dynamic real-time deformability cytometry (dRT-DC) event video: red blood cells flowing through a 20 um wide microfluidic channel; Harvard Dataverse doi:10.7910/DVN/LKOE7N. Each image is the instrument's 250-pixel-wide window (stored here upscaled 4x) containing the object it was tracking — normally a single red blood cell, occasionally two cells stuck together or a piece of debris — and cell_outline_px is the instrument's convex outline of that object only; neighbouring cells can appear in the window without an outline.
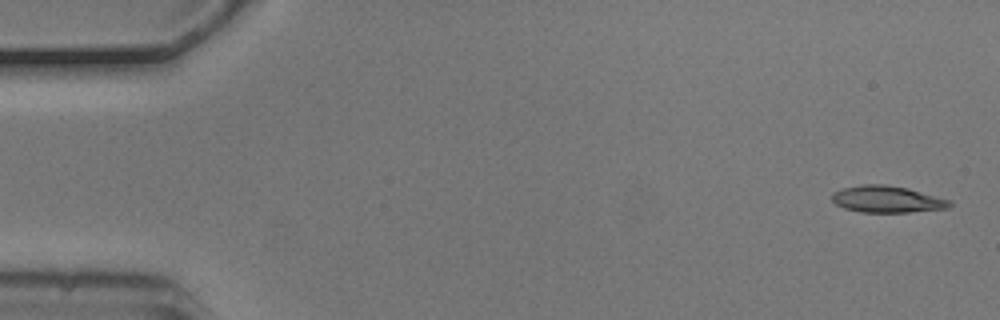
{"species": "common noctule bat (a hibernating species)", "species_latin": "Nyctalus noctula", "temperature_condition": "cold", "stored_images_in_passage": 6, "camera_frame_rate_fps": 3000, "um_per_image_px": 0.085, "animal": {"sex": "male", "body_mass_g": 20.5, "forearm_length_mm": 52.5}, "frame": {"image": 1, "passage_image": 1, "time_ms": 0.0, "image_size_px": [1000, 320], "cell_outline_px": [[952, 204], [948, 208], [908, 212], [860, 212], [844, 208], [836, 204], [832, 200], [832, 192], [844, 188], [864, 184], [884, 184], [908, 188], [952, 200]], "centroid_in_image_um": [75.42, 16.93], "position_along_channel_um": 9.6, "area_um2": 18.32}}